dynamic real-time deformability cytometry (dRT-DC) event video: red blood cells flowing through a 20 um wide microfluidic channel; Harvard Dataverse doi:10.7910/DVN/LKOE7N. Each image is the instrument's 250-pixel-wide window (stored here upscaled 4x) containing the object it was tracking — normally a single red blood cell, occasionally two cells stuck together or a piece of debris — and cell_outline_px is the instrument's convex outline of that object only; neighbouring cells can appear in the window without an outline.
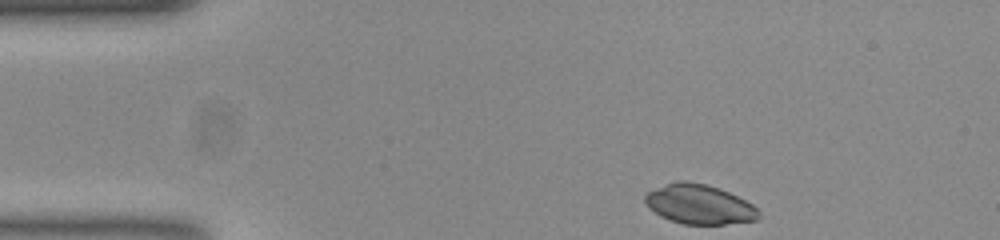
{"species": "common noctule bat (a hibernating species)", "species_latin": "Nyctalus noctula", "temperature_condition": "room temperature", "stored_images_in_passage": 38, "camera_frame_rate_fps": 3000, "um_per_image_px": 0.085, "animal": {"sex": "female", "body_mass_g": 23.0, "forearm_length_mm": 53.4}, "frame": {"image": 1, "passage_image": 1, "time_ms": 0.0, "image_size_px": [1000, 240], "cell_outline_px": [[760, 216], [756, 220], [724, 224], [684, 224], [660, 216], [648, 208], [644, 200], [644, 196], [648, 192], [656, 188], [676, 180], [684, 180], [704, 184], [728, 192], [752, 204], [760, 212]], "centroid_in_image_um": [59.41, 17.37], "position_along_channel_um": 25.6, "area_um2": 25.95}}
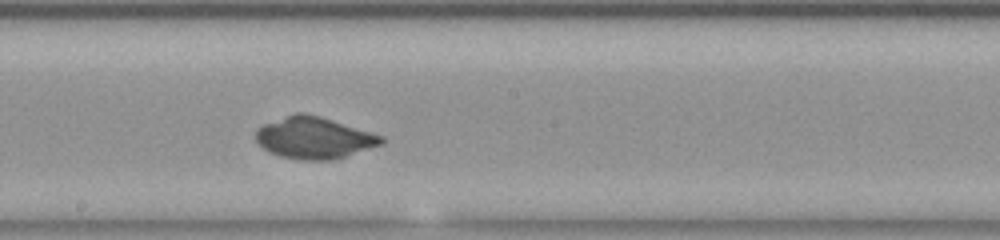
{"frame": {"image": 2, "passage_image": 22, "time_ms": 7.0, "image_size_px": [1000, 240], "cell_outline_px": [[384, 144], [332, 160], [300, 160], [280, 156], [268, 152], [256, 140], [256, 128], [264, 124], [296, 112], [304, 112], [320, 116], [384, 136]], "centroid_in_image_um": [26.7, 11.71], "position_along_channel_um": 221.5, "area_um2": 30.46}}
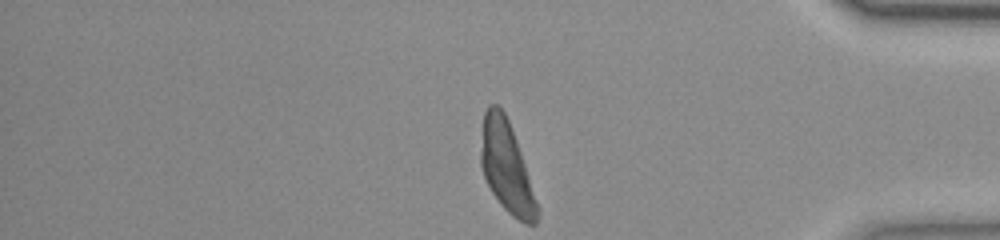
{"frame": {"image": 3, "passage_image": 38, "time_ms": 12.333, "image_size_px": [1000, 240], "cell_outline_px": [[540, 212], [536, 224], [524, 224], [512, 216], [504, 208], [492, 192], [484, 176], [480, 164], [480, 152], [484, 112], [488, 104], [496, 104], [504, 112], [508, 120], [516, 140], [540, 208]], "centroid_in_image_um": [43.06, 14.24], "position_along_channel_um": 392.1, "area_um2": 29.71}, "authors_computed_cell_mechanics": {"area_um2": 29.3335, "velocity_mm_per_s": 3.7339, "shape_relaxation_time_tau1_ms": null, "shape_relaxation_time_tau2_ms": 2.3464, "deformation_change_tau1": null, "deformation_change_tau2": 0.0476}}